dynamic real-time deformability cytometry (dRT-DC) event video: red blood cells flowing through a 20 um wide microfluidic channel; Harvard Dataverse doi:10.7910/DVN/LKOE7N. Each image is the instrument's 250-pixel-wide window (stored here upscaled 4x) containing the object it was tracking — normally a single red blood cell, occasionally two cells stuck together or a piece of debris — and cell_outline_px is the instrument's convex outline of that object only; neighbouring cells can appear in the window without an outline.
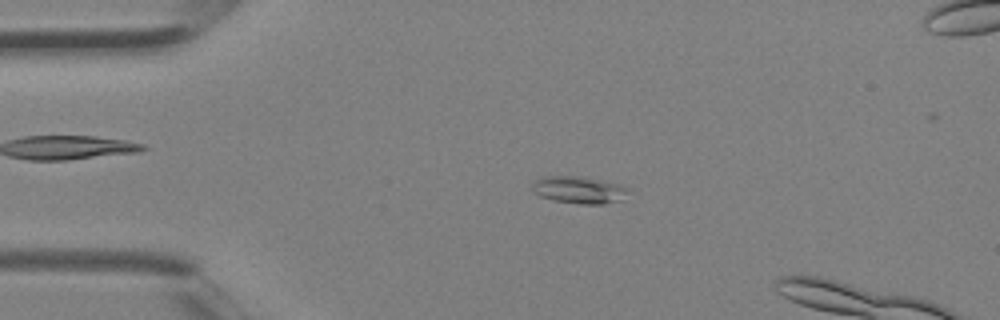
{"species": "Egyptian fruit bat (a non-hibernating species)", "species_latin": "Rousettus aegyptiacus", "temperature_condition": "room temperature", "stored_images_in_passage": 5, "camera_frame_rate_fps": 3000, "um_per_image_px": 0.085, "animal": {"sex": "female"}, "frame": {"image": 1, "passage_image": 3, "time_ms": 0.667, "image_size_px": [1000, 320], "cell_outline_px": [[628, 188], [620, 200], [604, 204], [580, 204], [552, 200], [540, 196], [532, 192], [532, 184], [536, 180], [544, 176], [580, 176], [620, 184]], "centroid_in_image_um": [49.15, 16.14], "position_along_channel_um": 35.8, "area_um2": 15.09}}
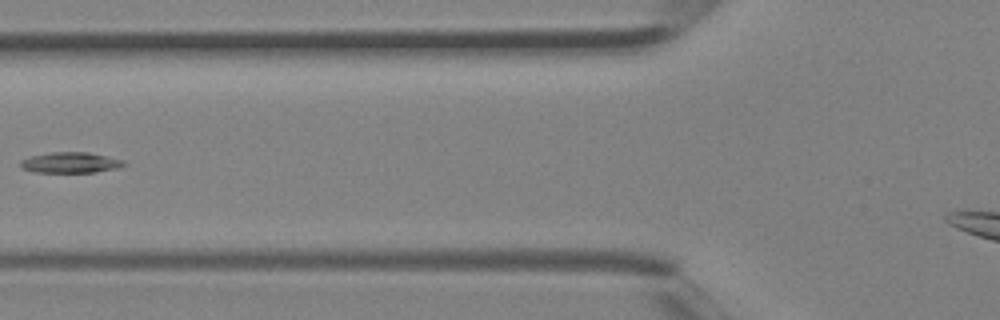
{"frame": {"image": 2, "passage_image": 5, "time_ms": 1.333, "image_size_px": [1000, 320], "cell_outline_px": [[128, 164], [116, 168], [96, 172], [36, 172], [20, 168], [20, 160], [32, 156], [52, 152], [88, 152], [124, 160]], "centroid_in_image_um": [5.99, 13.82], "position_along_channel_um": 119.8, "area_um2": 12.43}}